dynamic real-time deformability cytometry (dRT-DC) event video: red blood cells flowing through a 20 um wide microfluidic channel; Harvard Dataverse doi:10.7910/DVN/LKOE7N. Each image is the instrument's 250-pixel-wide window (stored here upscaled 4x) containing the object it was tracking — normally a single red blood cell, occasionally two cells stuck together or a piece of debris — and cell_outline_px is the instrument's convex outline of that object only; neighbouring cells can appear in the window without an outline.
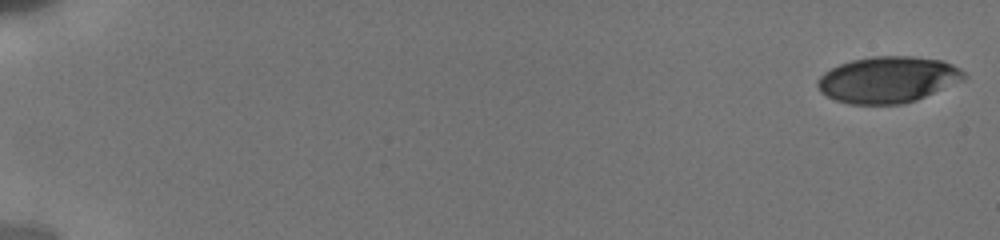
{"species": "human", "species_latin": "Homo sapiens", "temperature_condition": "cold", "stored_images_in_passage": 29, "camera_frame_rate_fps": 3000, "um_per_image_px": 0.085, "donor": {"sex": "male"}, "frame": {"image": 1, "passage_image": 1, "time_ms": 0.0, "image_size_px": [1000, 240], "cell_outline_px": [[968, 76], [964, 80], [916, 100], [904, 104], [852, 104], [836, 100], [820, 92], [816, 84], [820, 76], [824, 72], [840, 64], [852, 60], [872, 56], [912, 56], [940, 60], [952, 64], [960, 68]], "centroid_in_image_um": [75.49, 6.77], "position_along_channel_um": 9.5, "area_um2": 39.48}}
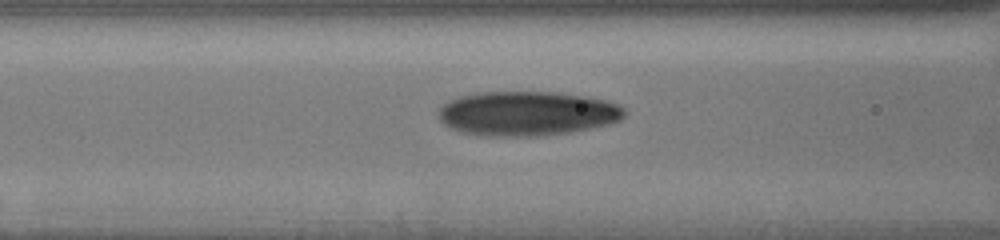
{"frame": {"image": 2, "passage_image": 20, "time_ms": 8.0, "image_size_px": [1000, 240], "cell_outline_px": [[624, 116], [620, 120], [608, 124], [592, 128], [572, 132], [540, 136], [484, 136], [460, 132], [444, 124], [440, 120], [440, 108], [448, 100], [460, 96], [480, 92], [556, 92], [584, 96], [604, 100], [616, 104], [624, 108]], "centroid_in_image_um": [44.8, 9.65], "position_along_channel_um": 121.8, "area_um2": 48.15}}
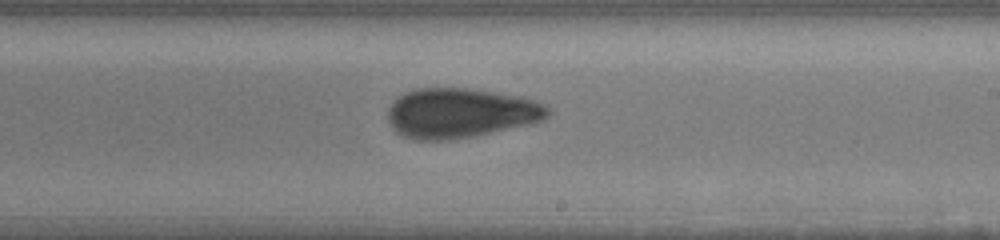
{"frame": {"image": 3, "passage_image": 29, "time_ms": 11.333, "image_size_px": [1000, 240], "cell_outline_px": [[552, 112], [544, 120], [532, 124], [472, 136], [448, 140], [416, 140], [400, 136], [392, 128], [388, 120], [388, 108], [400, 96], [416, 88], [468, 88], [520, 96], [536, 100], [548, 104]], "centroid_in_image_um": [39.19, 9.61], "position_along_channel_um": 249.8, "area_um2": 46.7}}